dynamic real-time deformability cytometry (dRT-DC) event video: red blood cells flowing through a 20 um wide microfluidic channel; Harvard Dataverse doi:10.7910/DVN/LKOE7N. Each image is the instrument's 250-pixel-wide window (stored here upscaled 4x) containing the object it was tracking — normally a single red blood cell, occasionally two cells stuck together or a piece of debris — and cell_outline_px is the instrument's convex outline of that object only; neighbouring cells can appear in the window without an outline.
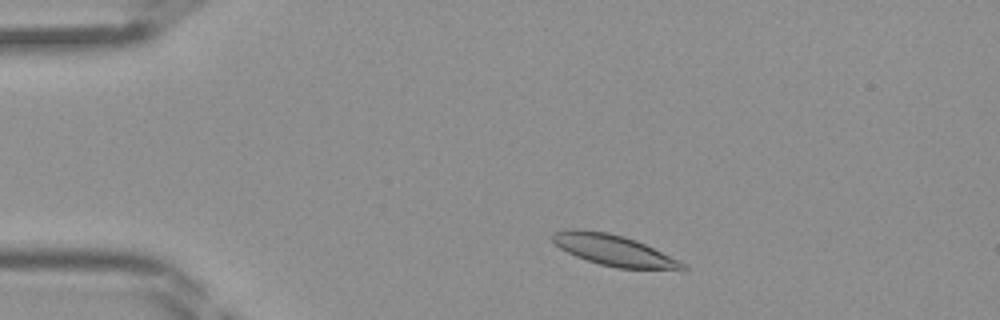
{"species": "Egyptian fruit bat (a non-hibernating species)", "species_latin": "Rousettus aegyptiacus", "temperature_condition": "room temperature", "stored_images_in_passage": 40, "camera_frame_rate_fps": 3000, "um_per_image_px": 0.085, "frame": {"image": 1, "passage_image": 4, "time_ms": 1.0, "image_size_px": [1000, 320], "cell_outline_px": [[688, 268], [684, 272], [616, 268], [600, 264], [576, 256], [560, 248], [548, 236], [552, 232], [564, 228], [580, 228], [608, 232], [624, 236], [636, 240], [680, 260]], "centroid_in_image_um": [52.23, 21.29], "position_along_channel_um": 32.8, "area_um2": 24.39}}
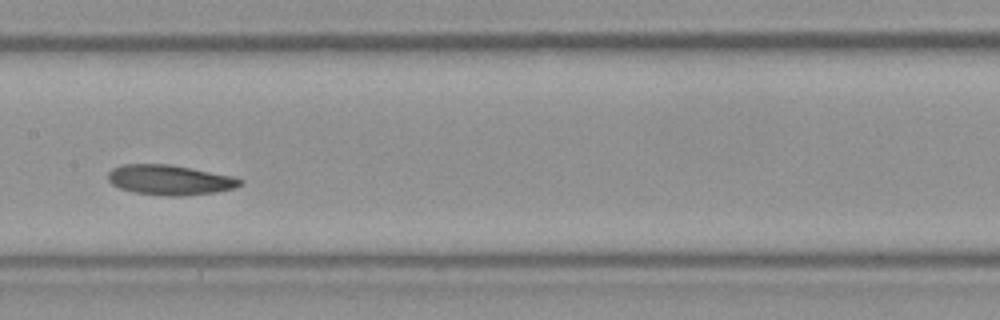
{"frame": {"image": 2, "passage_image": 18, "time_ms": 5.667, "image_size_px": [1000, 320], "cell_outline_px": [[244, 180], [240, 184], [232, 188], [212, 192], [184, 196], [168, 196], [132, 192], [120, 188], [112, 184], [108, 180], [108, 172], [112, 168], [120, 164], [172, 164], [232, 176]], "centroid_in_image_um": [14.37, 15.28], "position_along_channel_um": 193.0, "area_um2": 23.06}}
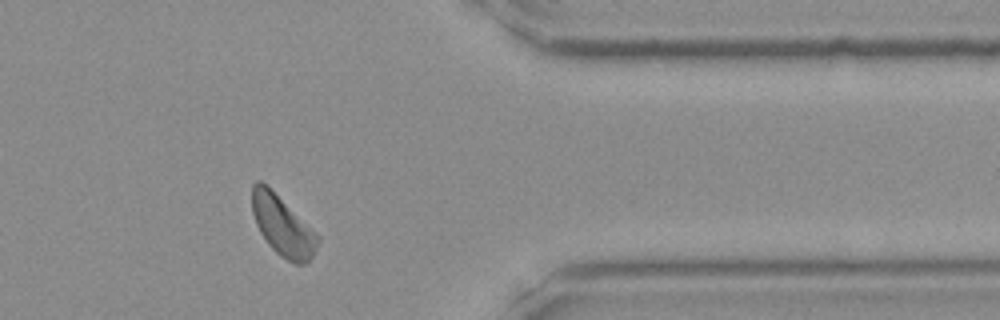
{"frame": {"image": 3, "passage_image": 32, "time_ms": 10.333, "image_size_px": [1000, 320], "cell_outline_px": [[320, 240], [312, 256], [304, 264], [296, 264], [280, 256], [268, 244], [260, 232], [256, 224], [252, 212], [252, 184], [256, 180], [260, 180], [312, 228], [320, 236]], "centroid_in_image_um": [24.01, 19.22], "position_along_channel_um": 387.4, "area_um2": 22.48}}